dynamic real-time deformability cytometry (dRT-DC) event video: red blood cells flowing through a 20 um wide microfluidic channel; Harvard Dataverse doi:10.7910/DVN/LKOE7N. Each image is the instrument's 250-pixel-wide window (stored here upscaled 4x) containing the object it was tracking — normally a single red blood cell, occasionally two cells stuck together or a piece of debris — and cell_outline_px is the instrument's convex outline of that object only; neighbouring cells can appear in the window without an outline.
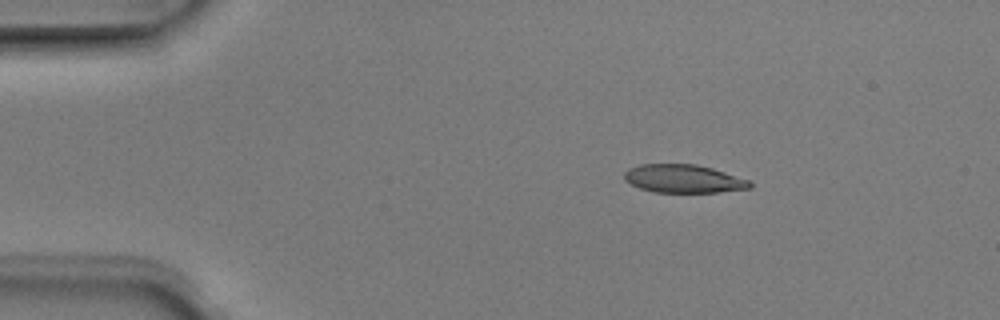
{"species": "Egyptian fruit bat (a non-hibernating species)", "species_latin": "Rousettus aegyptiacus", "temperature_condition": "room temperature", "stored_images_in_passage": 5, "camera_frame_rate_fps": 3000, "um_per_image_px": 0.085, "animal": {"sex": "male"}, "frame": {"image": 1, "passage_image": 3, "time_ms": 0.667, "image_size_px": [1000, 320], "cell_outline_px": [[752, 188], [716, 192], [656, 192], [640, 188], [624, 180], [624, 172], [628, 168], [640, 164], [696, 164], [712, 168], [752, 180]], "centroid_in_image_um": [58.12, 15.18], "position_along_channel_um": 26.9, "area_um2": 20.75}}
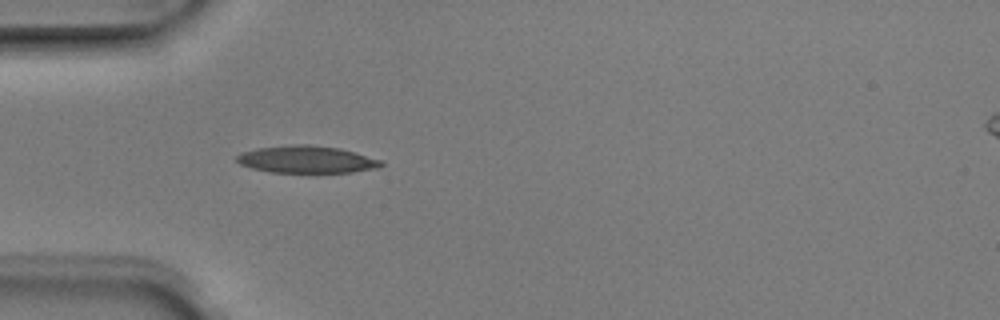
{"frame": {"image": 2, "passage_image": 5, "time_ms": 1.333, "image_size_px": [1000, 320], "cell_outline_px": [[384, 164], [380, 168], [352, 172], [268, 172], [252, 168], [240, 164], [236, 160], [236, 156], [244, 152], [256, 148], [292, 144], [308, 144], [340, 148], [380, 160]], "centroid_in_image_um": [26.06, 13.55], "position_along_channel_um": 58.9, "area_um2": 22.83}}